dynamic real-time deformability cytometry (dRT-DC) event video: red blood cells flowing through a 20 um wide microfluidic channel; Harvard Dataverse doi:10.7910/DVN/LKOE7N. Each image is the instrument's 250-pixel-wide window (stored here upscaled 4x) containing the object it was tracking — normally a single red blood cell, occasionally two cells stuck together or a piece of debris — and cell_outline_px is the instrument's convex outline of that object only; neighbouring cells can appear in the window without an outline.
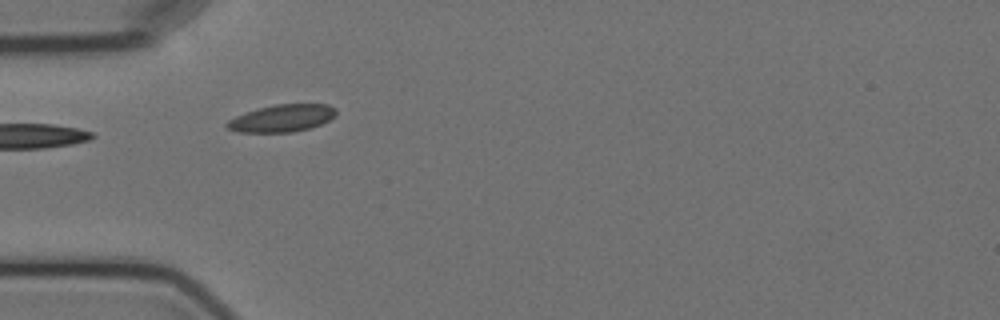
{"species": "Egyptian fruit bat (a non-hibernating species)", "species_latin": "Rousettus aegyptiacus", "temperature_condition": "cold", "stored_images_in_passage": 5, "camera_frame_rate_fps": 3000, "um_per_image_px": 0.085, "animal": {"sex": "female"}, "frame": {"image": 1, "passage_image": 4, "time_ms": 3.333, "image_size_px": [1000, 320], "cell_outline_px": [[336, 116], [320, 124], [308, 128], [292, 132], [240, 132], [228, 128], [224, 124], [228, 120], [236, 116], [256, 108], [276, 104], [328, 104], [336, 108]], "centroid_in_image_um": [23.97, 10.04], "position_along_channel_um": 61.0, "area_um2": 17.28}}
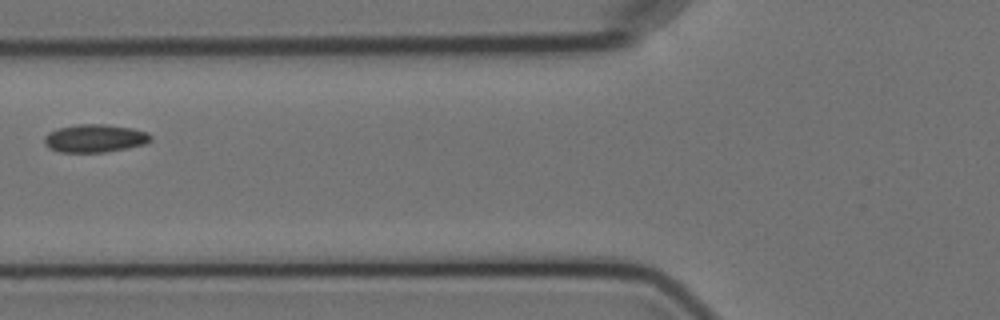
{"frame": {"image": 2, "passage_image": 5, "time_ms": 5.0, "image_size_px": [1000, 320], "cell_outline_px": [[152, 140], [144, 144], [104, 152], [60, 152], [48, 148], [44, 144], [44, 136], [48, 132], [56, 128], [76, 124], [104, 124], [132, 128], [148, 132], [152, 136]], "centroid_in_image_um": [8.02, 11.74], "position_along_channel_um": 117.8, "area_um2": 17.46}}